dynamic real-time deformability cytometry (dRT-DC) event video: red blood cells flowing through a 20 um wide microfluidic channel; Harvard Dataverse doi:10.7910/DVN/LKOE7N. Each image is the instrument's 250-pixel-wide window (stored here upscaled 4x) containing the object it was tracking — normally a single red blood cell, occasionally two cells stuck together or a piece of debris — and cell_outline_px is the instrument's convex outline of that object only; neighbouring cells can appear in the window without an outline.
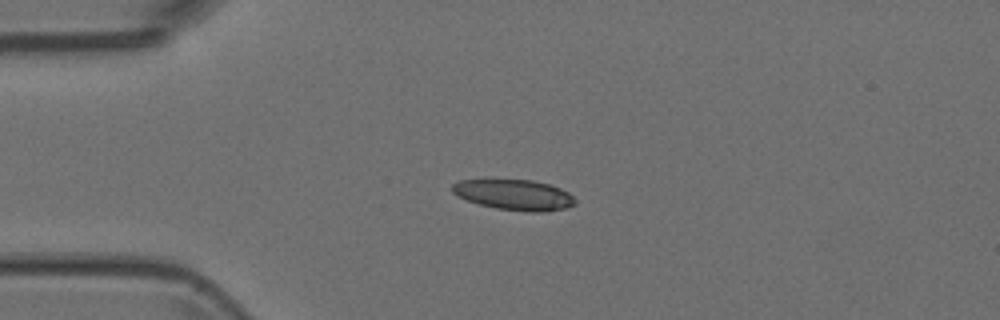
{"species": "Egyptian fruit bat (a non-hibernating species)", "species_latin": "Rousettus aegyptiacus", "temperature_condition": "room temperature", "stored_images_in_passage": 10, "camera_frame_rate_fps": 3000, "um_per_image_px": 0.085, "animal": {"sex": "female"}, "frame": {"image": 1, "passage_image": 3, "time_ms": 0.667, "image_size_px": [1000, 320], "cell_outline_px": [[576, 204], [564, 208], [544, 212], [528, 212], [496, 208], [480, 204], [468, 200], [452, 192], [452, 184], [460, 180], [488, 176], [532, 180], [548, 184], [560, 188], [568, 192], [576, 200]], "centroid_in_image_um": [43.66, 16.5], "position_along_channel_um": 41.3, "area_um2": 22.66}}
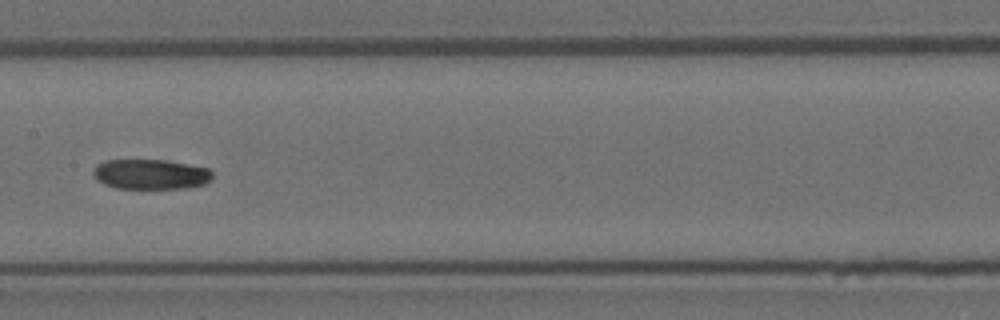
{"frame": {"image": 2, "passage_image": 7, "time_ms": 2.0, "image_size_px": [1000, 320], "cell_outline_px": [[212, 180], [204, 184], [188, 188], [116, 188], [104, 184], [96, 180], [92, 172], [96, 164], [104, 160], [164, 160], [208, 168], [212, 172]], "centroid_in_image_um": [12.78, 14.81], "position_along_channel_um": 194.6, "area_um2": 20.92}}
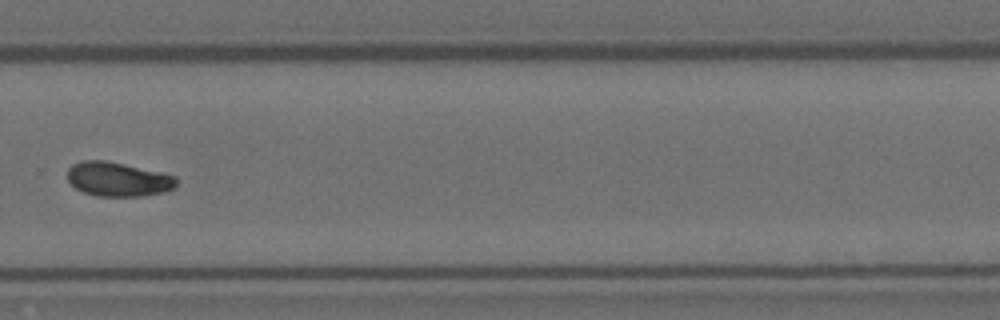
{"frame": {"image": 3, "passage_image": 10, "time_ms": 3.0, "image_size_px": [1000, 320], "cell_outline_px": [[176, 184], [168, 192], [144, 196], [96, 196], [84, 192], [76, 188], [68, 180], [68, 168], [72, 164], [80, 160], [104, 160], [124, 164], [160, 172], [176, 176]], "centroid_in_image_um": [10.03, 15.24], "position_along_channel_um": 319.8, "area_um2": 21.79}}